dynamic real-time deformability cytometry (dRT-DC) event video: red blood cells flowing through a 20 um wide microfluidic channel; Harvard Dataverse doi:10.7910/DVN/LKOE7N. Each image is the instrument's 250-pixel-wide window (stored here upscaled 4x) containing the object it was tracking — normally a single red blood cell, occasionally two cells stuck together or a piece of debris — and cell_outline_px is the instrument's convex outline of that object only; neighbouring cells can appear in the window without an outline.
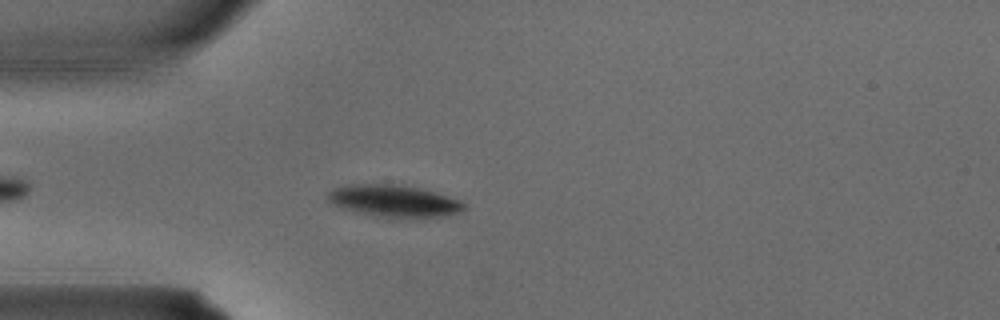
{"species": "common noctule bat (a hibernating species)", "species_latin": "Nyctalus noctula", "temperature_condition": "warm", "stored_images_in_passage": 3, "camera_frame_rate_fps": 3000, "um_per_image_px": 0.085, "animal": {"sex": "male", "body_mass_g": 15.6}, "frame": {"image": 1, "passage_image": 3, "time_ms": 0.667, "image_size_px": [1000, 320], "cell_outline_px": [[468, 208], [464, 212], [448, 216], [416, 220], [400, 220], [344, 208], [332, 204], [328, 200], [328, 192], [332, 188], [344, 184], [400, 184], [420, 188], [436, 192], [460, 200], [468, 204]], "centroid_in_image_um": [33.63, 17.11], "position_along_channel_um": 51.4, "area_um2": 26.36}}